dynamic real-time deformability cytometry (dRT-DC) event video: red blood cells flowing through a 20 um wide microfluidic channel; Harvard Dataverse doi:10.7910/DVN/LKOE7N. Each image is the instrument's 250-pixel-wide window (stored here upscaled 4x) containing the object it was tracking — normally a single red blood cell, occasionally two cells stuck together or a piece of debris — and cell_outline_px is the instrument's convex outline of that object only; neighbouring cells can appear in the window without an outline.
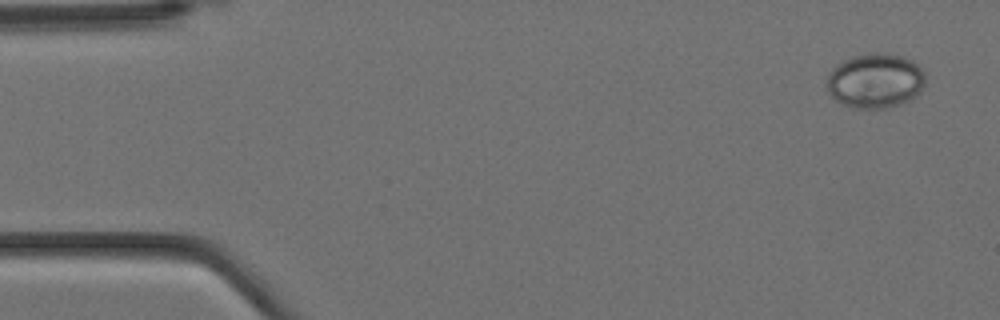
{"species": "Egyptian fruit bat (a non-hibernating species)", "species_latin": "Rousettus aegyptiacus", "temperature_condition": "cold", "stored_images_in_passage": 6, "camera_frame_rate_fps": 3000, "um_per_image_px": 0.085, "animal": {"sex": "female"}, "frame": {"image": 1, "passage_image": 1, "time_ms": 0.0, "image_size_px": [1000, 320], "cell_outline_px": [[924, 88], [912, 100], [888, 108], [852, 108], [836, 100], [828, 92], [828, 76], [832, 68], [836, 64], [852, 56], [876, 52], [900, 56], [912, 60], [924, 72]], "centroid_in_image_um": [74.41, 6.88], "position_along_channel_um": 10.6, "area_um2": 31.44}}